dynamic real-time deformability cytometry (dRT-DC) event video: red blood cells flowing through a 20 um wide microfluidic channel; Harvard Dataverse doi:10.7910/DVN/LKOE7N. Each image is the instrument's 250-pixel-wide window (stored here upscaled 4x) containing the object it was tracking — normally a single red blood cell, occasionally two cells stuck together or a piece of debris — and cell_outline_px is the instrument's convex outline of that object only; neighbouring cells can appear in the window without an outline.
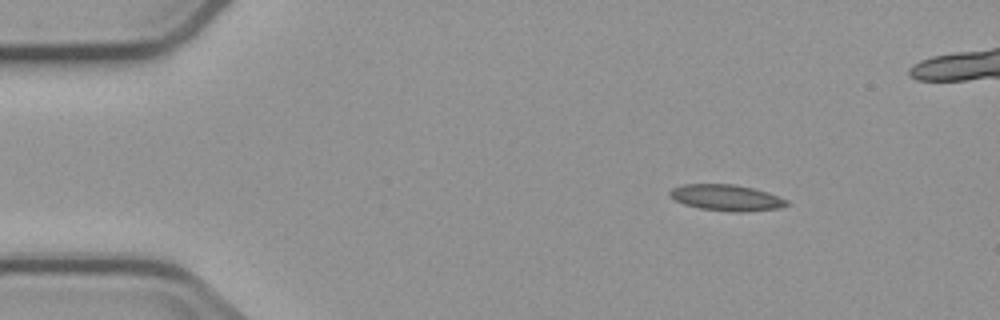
{"species": "common noctule bat (a hibernating species)", "species_latin": "Nyctalus noctula", "temperature_condition": "cold", "stored_images_in_passage": 4, "camera_frame_rate_fps": 3000, "um_per_image_px": 0.085, "animal": {"sex": "male", "body_mass_g": 23.1, "forearm_length_mm": 52.7}, "frame": {"image": 1, "passage_image": 1, "time_ms": 0.0, "image_size_px": [1000, 320], "cell_outline_px": [[792, 204], [780, 208], [744, 212], [732, 212], [700, 208], [684, 204], [668, 196], [668, 192], [672, 188], [684, 184], [732, 184], [752, 188], [768, 192], [788, 200]], "centroid_in_image_um": [61.77, 16.81], "position_along_channel_um": 23.2, "area_um2": 17.92}}